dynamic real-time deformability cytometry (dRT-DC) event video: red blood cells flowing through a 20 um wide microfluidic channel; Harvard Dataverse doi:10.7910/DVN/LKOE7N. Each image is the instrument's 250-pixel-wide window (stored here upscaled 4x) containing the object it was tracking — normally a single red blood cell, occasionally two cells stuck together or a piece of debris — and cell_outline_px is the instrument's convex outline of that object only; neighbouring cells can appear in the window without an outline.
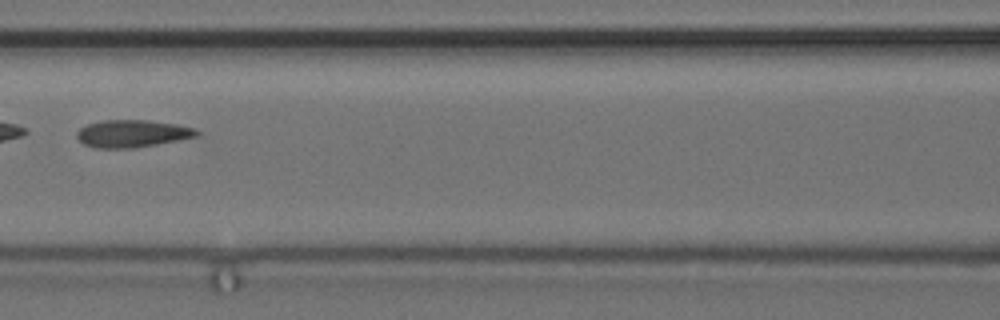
{"species": "common noctule bat (a hibernating species)", "species_latin": "Nyctalus noctula", "temperature_condition": "cold", "stored_images_in_passage": 8, "camera_frame_rate_fps": 3000, "um_per_image_px": 0.085, "animal": {"sex": "female", "body_mass_g": 24.6, "forearm_length_mm": 56.2}, "frame": {"image": 1, "passage_image": 8, "time_ms": 2.333, "image_size_px": [1000, 320], "cell_outline_px": [[200, 136], [180, 140], [136, 148], [96, 148], [84, 144], [76, 136], [76, 132], [80, 128], [88, 124], [104, 120], [148, 120], [176, 124], [196, 128], [200, 132]], "centroid_in_image_um": [11.29, 11.36], "position_along_channel_um": 155.3, "area_um2": 19.31}}